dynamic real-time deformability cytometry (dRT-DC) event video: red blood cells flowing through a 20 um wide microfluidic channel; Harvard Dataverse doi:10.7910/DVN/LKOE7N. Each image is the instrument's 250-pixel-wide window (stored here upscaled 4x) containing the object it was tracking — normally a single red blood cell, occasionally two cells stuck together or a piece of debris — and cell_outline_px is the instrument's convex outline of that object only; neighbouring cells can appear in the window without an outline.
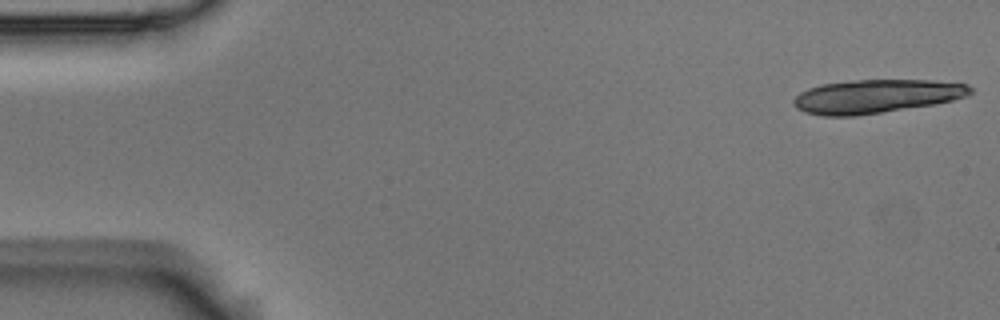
{"species": "Egyptian fruit bat (a non-hibernating species)", "species_latin": "Rousettus aegyptiacus", "temperature_condition": "room temperature", "stored_images_in_passage": 5, "camera_frame_rate_fps": 3000, "um_per_image_px": 0.085, "animal": {"sex": "male"}, "frame": {"image": 1, "passage_image": 1, "time_ms": 0.0, "image_size_px": [1000, 320], "cell_outline_px": [[972, 92], [968, 96], [952, 100], [932, 104], [880, 112], [852, 116], [824, 116], [804, 112], [796, 108], [792, 104], [792, 100], [800, 92], [808, 88], [824, 84], [856, 80], [932, 80], [968, 84], [972, 88]], "centroid_in_image_um": [74.46, 8.18], "position_along_channel_um": 10.5, "area_um2": 34.39}}